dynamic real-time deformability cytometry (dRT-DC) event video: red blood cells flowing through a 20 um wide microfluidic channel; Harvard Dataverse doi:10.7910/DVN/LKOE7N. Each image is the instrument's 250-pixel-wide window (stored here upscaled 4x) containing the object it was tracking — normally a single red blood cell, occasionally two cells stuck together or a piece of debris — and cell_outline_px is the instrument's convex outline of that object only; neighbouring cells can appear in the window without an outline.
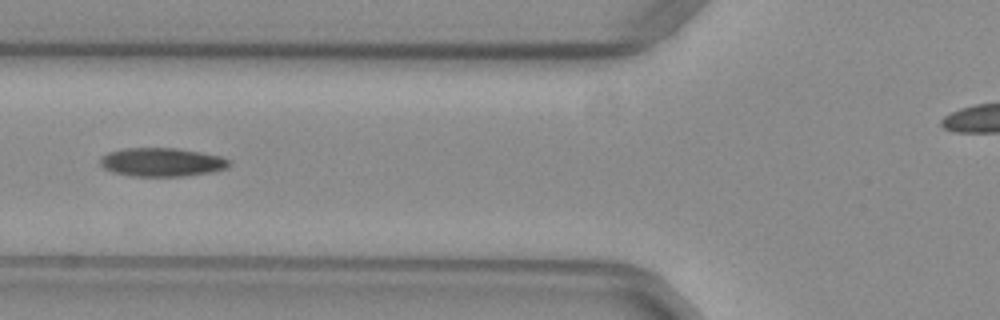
{"species": "common noctule bat (a hibernating species)", "species_latin": "Nyctalus noctula", "temperature_condition": "warm", "stored_images_in_passage": 32, "camera_frame_rate_fps": 3000, "um_per_image_px": 0.085, "animal": {"sex": "female", "body_mass_g": 29.2, "forearm_length_mm": 56.3}, "frame": {"image": 1, "passage_image": 5, "time_ms": 1.333, "image_size_px": [1000, 320], "cell_outline_px": [[232, 164], [228, 168], [208, 172], [184, 176], [132, 176], [112, 172], [104, 168], [100, 164], [100, 160], [108, 152], [128, 148], [176, 148], [200, 152], [220, 156], [228, 160]], "centroid_in_image_um": [13.76, 13.78], "position_along_channel_um": 112.0, "area_um2": 21.33}, "authors_computed_cell_mechanics": {"area_um2": 21.2126, "velocity_mm_per_s": 4.0048, "shape_relaxation_time_tau1_ms": 10.9548, "shape_relaxation_time_tau2_ms": 3.6281, "deformation_change_tau1": 0.2639, "deformation_change_tau2": 0.0995}}